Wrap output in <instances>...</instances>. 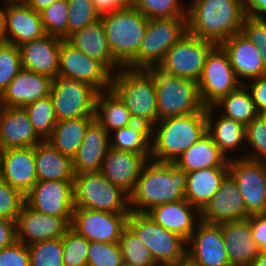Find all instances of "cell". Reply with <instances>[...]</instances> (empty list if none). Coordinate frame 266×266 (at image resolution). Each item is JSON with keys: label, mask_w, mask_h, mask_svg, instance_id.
I'll use <instances>...</instances> for the list:
<instances>
[{"label": "cell", "mask_w": 266, "mask_h": 266, "mask_svg": "<svg viewBox=\"0 0 266 266\" xmlns=\"http://www.w3.org/2000/svg\"><path fill=\"white\" fill-rule=\"evenodd\" d=\"M229 174L237 182L248 216L264 214L266 210V162L247 158L228 161Z\"/></svg>", "instance_id": "obj_13"}, {"label": "cell", "mask_w": 266, "mask_h": 266, "mask_svg": "<svg viewBox=\"0 0 266 266\" xmlns=\"http://www.w3.org/2000/svg\"><path fill=\"white\" fill-rule=\"evenodd\" d=\"M212 107L222 116L234 119L244 126L259 115L251 94L244 84L220 98Z\"/></svg>", "instance_id": "obj_38"}, {"label": "cell", "mask_w": 266, "mask_h": 266, "mask_svg": "<svg viewBox=\"0 0 266 266\" xmlns=\"http://www.w3.org/2000/svg\"><path fill=\"white\" fill-rule=\"evenodd\" d=\"M133 7L149 19L186 17V8L178 0H133Z\"/></svg>", "instance_id": "obj_44"}, {"label": "cell", "mask_w": 266, "mask_h": 266, "mask_svg": "<svg viewBox=\"0 0 266 266\" xmlns=\"http://www.w3.org/2000/svg\"><path fill=\"white\" fill-rule=\"evenodd\" d=\"M109 148V133L94 120L87 128L78 152L72 159L74 174L100 172Z\"/></svg>", "instance_id": "obj_29"}, {"label": "cell", "mask_w": 266, "mask_h": 266, "mask_svg": "<svg viewBox=\"0 0 266 266\" xmlns=\"http://www.w3.org/2000/svg\"><path fill=\"white\" fill-rule=\"evenodd\" d=\"M262 116L265 118V120H266V112H264L263 114H262Z\"/></svg>", "instance_id": "obj_65"}, {"label": "cell", "mask_w": 266, "mask_h": 266, "mask_svg": "<svg viewBox=\"0 0 266 266\" xmlns=\"http://www.w3.org/2000/svg\"><path fill=\"white\" fill-rule=\"evenodd\" d=\"M110 148L141 154L151 159V127L142 121L118 128L109 133Z\"/></svg>", "instance_id": "obj_36"}, {"label": "cell", "mask_w": 266, "mask_h": 266, "mask_svg": "<svg viewBox=\"0 0 266 266\" xmlns=\"http://www.w3.org/2000/svg\"><path fill=\"white\" fill-rule=\"evenodd\" d=\"M25 203L36 211L62 217L71 224L74 181H37L25 195Z\"/></svg>", "instance_id": "obj_16"}, {"label": "cell", "mask_w": 266, "mask_h": 266, "mask_svg": "<svg viewBox=\"0 0 266 266\" xmlns=\"http://www.w3.org/2000/svg\"><path fill=\"white\" fill-rule=\"evenodd\" d=\"M245 16L243 0L186 2L187 32L215 44L242 32Z\"/></svg>", "instance_id": "obj_1"}, {"label": "cell", "mask_w": 266, "mask_h": 266, "mask_svg": "<svg viewBox=\"0 0 266 266\" xmlns=\"http://www.w3.org/2000/svg\"><path fill=\"white\" fill-rule=\"evenodd\" d=\"M21 69L19 47L8 42L0 43V95Z\"/></svg>", "instance_id": "obj_46"}, {"label": "cell", "mask_w": 266, "mask_h": 266, "mask_svg": "<svg viewBox=\"0 0 266 266\" xmlns=\"http://www.w3.org/2000/svg\"><path fill=\"white\" fill-rule=\"evenodd\" d=\"M6 42L4 15L2 11V3L0 5V43Z\"/></svg>", "instance_id": "obj_60"}, {"label": "cell", "mask_w": 266, "mask_h": 266, "mask_svg": "<svg viewBox=\"0 0 266 266\" xmlns=\"http://www.w3.org/2000/svg\"><path fill=\"white\" fill-rule=\"evenodd\" d=\"M245 143L247 159L266 162V120L262 115L245 126Z\"/></svg>", "instance_id": "obj_43"}, {"label": "cell", "mask_w": 266, "mask_h": 266, "mask_svg": "<svg viewBox=\"0 0 266 266\" xmlns=\"http://www.w3.org/2000/svg\"><path fill=\"white\" fill-rule=\"evenodd\" d=\"M144 70L156 87L158 120L206 112L196 81L174 76L160 64L147 66Z\"/></svg>", "instance_id": "obj_4"}, {"label": "cell", "mask_w": 266, "mask_h": 266, "mask_svg": "<svg viewBox=\"0 0 266 266\" xmlns=\"http://www.w3.org/2000/svg\"><path fill=\"white\" fill-rule=\"evenodd\" d=\"M74 207L111 213H130L129 195L100 172L75 175Z\"/></svg>", "instance_id": "obj_8"}, {"label": "cell", "mask_w": 266, "mask_h": 266, "mask_svg": "<svg viewBox=\"0 0 266 266\" xmlns=\"http://www.w3.org/2000/svg\"><path fill=\"white\" fill-rule=\"evenodd\" d=\"M177 266H197V265L191 263L188 259H186L182 262H179Z\"/></svg>", "instance_id": "obj_61"}, {"label": "cell", "mask_w": 266, "mask_h": 266, "mask_svg": "<svg viewBox=\"0 0 266 266\" xmlns=\"http://www.w3.org/2000/svg\"><path fill=\"white\" fill-rule=\"evenodd\" d=\"M226 157L219 151L212 136L206 132L191 145L175 162L186 173L210 167H229Z\"/></svg>", "instance_id": "obj_34"}, {"label": "cell", "mask_w": 266, "mask_h": 266, "mask_svg": "<svg viewBox=\"0 0 266 266\" xmlns=\"http://www.w3.org/2000/svg\"><path fill=\"white\" fill-rule=\"evenodd\" d=\"M179 3H181L186 8V3H184L182 0H178Z\"/></svg>", "instance_id": "obj_63"}, {"label": "cell", "mask_w": 266, "mask_h": 266, "mask_svg": "<svg viewBox=\"0 0 266 266\" xmlns=\"http://www.w3.org/2000/svg\"><path fill=\"white\" fill-rule=\"evenodd\" d=\"M95 117L59 120L47 141L61 154L73 159L78 152L87 128Z\"/></svg>", "instance_id": "obj_35"}, {"label": "cell", "mask_w": 266, "mask_h": 266, "mask_svg": "<svg viewBox=\"0 0 266 266\" xmlns=\"http://www.w3.org/2000/svg\"><path fill=\"white\" fill-rule=\"evenodd\" d=\"M25 196L0 177V218L16 221Z\"/></svg>", "instance_id": "obj_49"}, {"label": "cell", "mask_w": 266, "mask_h": 266, "mask_svg": "<svg viewBox=\"0 0 266 266\" xmlns=\"http://www.w3.org/2000/svg\"><path fill=\"white\" fill-rule=\"evenodd\" d=\"M120 266H134V265H132V264H130V263H127V262L123 261V262L120 264Z\"/></svg>", "instance_id": "obj_62"}, {"label": "cell", "mask_w": 266, "mask_h": 266, "mask_svg": "<svg viewBox=\"0 0 266 266\" xmlns=\"http://www.w3.org/2000/svg\"><path fill=\"white\" fill-rule=\"evenodd\" d=\"M206 132V112L158 120L151 127V159L158 162H175Z\"/></svg>", "instance_id": "obj_3"}, {"label": "cell", "mask_w": 266, "mask_h": 266, "mask_svg": "<svg viewBox=\"0 0 266 266\" xmlns=\"http://www.w3.org/2000/svg\"><path fill=\"white\" fill-rule=\"evenodd\" d=\"M16 241V221L0 218V249Z\"/></svg>", "instance_id": "obj_54"}, {"label": "cell", "mask_w": 266, "mask_h": 266, "mask_svg": "<svg viewBox=\"0 0 266 266\" xmlns=\"http://www.w3.org/2000/svg\"><path fill=\"white\" fill-rule=\"evenodd\" d=\"M248 217L237 182L228 173L222 180L219 190L201 211V221L221 224Z\"/></svg>", "instance_id": "obj_20"}, {"label": "cell", "mask_w": 266, "mask_h": 266, "mask_svg": "<svg viewBox=\"0 0 266 266\" xmlns=\"http://www.w3.org/2000/svg\"><path fill=\"white\" fill-rule=\"evenodd\" d=\"M186 184L187 173L174 162L149 159L129 196L130 211L147 213L155 206L183 200Z\"/></svg>", "instance_id": "obj_2"}, {"label": "cell", "mask_w": 266, "mask_h": 266, "mask_svg": "<svg viewBox=\"0 0 266 266\" xmlns=\"http://www.w3.org/2000/svg\"><path fill=\"white\" fill-rule=\"evenodd\" d=\"M58 76L87 83L102 92L110 89L112 73L101 62L63 39L60 45Z\"/></svg>", "instance_id": "obj_14"}, {"label": "cell", "mask_w": 266, "mask_h": 266, "mask_svg": "<svg viewBox=\"0 0 266 266\" xmlns=\"http://www.w3.org/2000/svg\"><path fill=\"white\" fill-rule=\"evenodd\" d=\"M52 78L22 68L0 95V106H25L50 95Z\"/></svg>", "instance_id": "obj_27"}, {"label": "cell", "mask_w": 266, "mask_h": 266, "mask_svg": "<svg viewBox=\"0 0 266 266\" xmlns=\"http://www.w3.org/2000/svg\"><path fill=\"white\" fill-rule=\"evenodd\" d=\"M242 32L259 48L266 67V18H255L246 15L243 22Z\"/></svg>", "instance_id": "obj_50"}, {"label": "cell", "mask_w": 266, "mask_h": 266, "mask_svg": "<svg viewBox=\"0 0 266 266\" xmlns=\"http://www.w3.org/2000/svg\"><path fill=\"white\" fill-rule=\"evenodd\" d=\"M147 215L161 227L178 234L186 241L201 221V212L186 199L155 206Z\"/></svg>", "instance_id": "obj_28"}, {"label": "cell", "mask_w": 266, "mask_h": 266, "mask_svg": "<svg viewBox=\"0 0 266 266\" xmlns=\"http://www.w3.org/2000/svg\"><path fill=\"white\" fill-rule=\"evenodd\" d=\"M37 134L47 140L52 134L57 123V117L50 95L38 99L37 101L24 107Z\"/></svg>", "instance_id": "obj_39"}, {"label": "cell", "mask_w": 266, "mask_h": 266, "mask_svg": "<svg viewBox=\"0 0 266 266\" xmlns=\"http://www.w3.org/2000/svg\"><path fill=\"white\" fill-rule=\"evenodd\" d=\"M187 259L197 266H231L221 224L200 221L187 241Z\"/></svg>", "instance_id": "obj_17"}, {"label": "cell", "mask_w": 266, "mask_h": 266, "mask_svg": "<svg viewBox=\"0 0 266 266\" xmlns=\"http://www.w3.org/2000/svg\"><path fill=\"white\" fill-rule=\"evenodd\" d=\"M37 181H74L72 159L61 154L47 140L34 147Z\"/></svg>", "instance_id": "obj_33"}, {"label": "cell", "mask_w": 266, "mask_h": 266, "mask_svg": "<svg viewBox=\"0 0 266 266\" xmlns=\"http://www.w3.org/2000/svg\"><path fill=\"white\" fill-rule=\"evenodd\" d=\"M119 243L123 261L134 266H158L149 249L128 226L123 230Z\"/></svg>", "instance_id": "obj_41"}, {"label": "cell", "mask_w": 266, "mask_h": 266, "mask_svg": "<svg viewBox=\"0 0 266 266\" xmlns=\"http://www.w3.org/2000/svg\"><path fill=\"white\" fill-rule=\"evenodd\" d=\"M229 167H210L187 173L185 199L200 212L219 190Z\"/></svg>", "instance_id": "obj_32"}, {"label": "cell", "mask_w": 266, "mask_h": 266, "mask_svg": "<svg viewBox=\"0 0 266 266\" xmlns=\"http://www.w3.org/2000/svg\"><path fill=\"white\" fill-rule=\"evenodd\" d=\"M76 49L101 62L112 74L122 66L113 58L100 17L66 39Z\"/></svg>", "instance_id": "obj_31"}, {"label": "cell", "mask_w": 266, "mask_h": 266, "mask_svg": "<svg viewBox=\"0 0 266 266\" xmlns=\"http://www.w3.org/2000/svg\"><path fill=\"white\" fill-rule=\"evenodd\" d=\"M62 40L61 37L46 34L42 38L18 46L22 68L52 79L57 78Z\"/></svg>", "instance_id": "obj_23"}, {"label": "cell", "mask_w": 266, "mask_h": 266, "mask_svg": "<svg viewBox=\"0 0 266 266\" xmlns=\"http://www.w3.org/2000/svg\"><path fill=\"white\" fill-rule=\"evenodd\" d=\"M122 262L119 242H89L87 266H120Z\"/></svg>", "instance_id": "obj_47"}, {"label": "cell", "mask_w": 266, "mask_h": 266, "mask_svg": "<svg viewBox=\"0 0 266 266\" xmlns=\"http://www.w3.org/2000/svg\"><path fill=\"white\" fill-rule=\"evenodd\" d=\"M129 214L74 207L70 228L89 242H119Z\"/></svg>", "instance_id": "obj_15"}, {"label": "cell", "mask_w": 266, "mask_h": 266, "mask_svg": "<svg viewBox=\"0 0 266 266\" xmlns=\"http://www.w3.org/2000/svg\"><path fill=\"white\" fill-rule=\"evenodd\" d=\"M110 89L135 121L145 122L150 127L158 122L156 87L144 69L120 68L112 74Z\"/></svg>", "instance_id": "obj_5"}, {"label": "cell", "mask_w": 266, "mask_h": 266, "mask_svg": "<svg viewBox=\"0 0 266 266\" xmlns=\"http://www.w3.org/2000/svg\"><path fill=\"white\" fill-rule=\"evenodd\" d=\"M68 12L67 0H56L39 12L45 33L67 39Z\"/></svg>", "instance_id": "obj_42"}, {"label": "cell", "mask_w": 266, "mask_h": 266, "mask_svg": "<svg viewBox=\"0 0 266 266\" xmlns=\"http://www.w3.org/2000/svg\"><path fill=\"white\" fill-rule=\"evenodd\" d=\"M247 219L256 245L260 250H266V216L264 214L250 215Z\"/></svg>", "instance_id": "obj_53"}, {"label": "cell", "mask_w": 266, "mask_h": 266, "mask_svg": "<svg viewBox=\"0 0 266 266\" xmlns=\"http://www.w3.org/2000/svg\"><path fill=\"white\" fill-rule=\"evenodd\" d=\"M41 141L24 108L0 106V151L35 147Z\"/></svg>", "instance_id": "obj_26"}, {"label": "cell", "mask_w": 266, "mask_h": 266, "mask_svg": "<svg viewBox=\"0 0 266 266\" xmlns=\"http://www.w3.org/2000/svg\"><path fill=\"white\" fill-rule=\"evenodd\" d=\"M253 99L259 115L266 112V75L252 79L244 84Z\"/></svg>", "instance_id": "obj_52"}, {"label": "cell", "mask_w": 266, "mask_h": 266, "mask_svg": "<svg viewBox=\"0 0 266 266\" xmlns=\"http://www.w3.org/2000/svg\"><path fill=\"white\" fill-rule=\"evenodd\" d=\"M93 3V6L99 16H103L105 14H109L114 12L109 6H108V0H91Z\"/></svg>", "instance_id": "obj_57"}, {"label": "cell", "mask_w": 266, "mask_h": 266, "mask_svg": "<svg viewBox=\"0 0 266 266\" xmlns=\"http://www.w3.org/2000/svg\"><path fill=\"white\" fill-rule=\"evenodd\" d=\"M69 228L64 218L36 211L24 203L16 220V240L31 245L61 238Z\"/></svg>", "instance_id": "obj_19"}, {"label": "cell", "mask_w": 266, "mask_h": 266, "mask_svg": "<svg viewBox=\"0 0 266 266\" xmlns=\"http://www.w3.org/2000/svg\"><path fill=\"white\" fill-rule=\"evenodd\" d=\"M98 91L77 80L57 77L52 80L50 97L57 121L78 117H95Z\"/></svg>", "instance_id": "obj_11"}, {"label": "cell", "mask_w": 266, "mask_h": 266, "mask_svg": "<svg viewBox=\"0 0 266 266\" xmlns=\"http://www.w3.org/2000/svg\"><path fill=\"white\" fill-rule=\"evenodd\" d=\"M158 266H177V264H175V265H158Z\"/></svg>", "instance_id": "obj_64"}, {"label": "cell", "mask_w": 266, "mask_h": 266, "mask_svg": "<svg viewBox=\"0 0 266 266\" xmlns=\"http://www.w3.org/2000/svg\"><path fill=\"white\" fill-rule=\"evenodd\" d=\"M0 177L25 196L37 182L34 147L1 150Z\"/></svg>", "instance_id": "obj_21"}, {"label": "cell", "mask_w": 266, "mask_h": 266, "mask_svg": "<svg viewBox=\"0 0 266 266\" xmlns=\"http://www.w3.org/2000/svg\"><path fill=\"white\" fill-rule=\"evenodd\" d=\"M0 266H30L27 245L16 240L12 245L1 248Z\"/></svg>", "instance_id": "obj_51"}, {"label": "cell", "mask_w": 266, "mask_h": 266, "mask_svg": "<svg viewBox=\"0 0 266 266\" xmlns=\"http://www.w3.org/2000/svg\"><path fill=\"white\" fill-rule=\"evenodd\" d=\"M147 161L141 154L109 148L100 173L130 196Z\"/></svg>", "instance_id": "obj_25"}, {"label": "cell", "mask_w": 266, "mask_h": 266, "mask_svg": "<svg viewBox=\"0 0 266 266\" xmlns=\"http://www.w3.org/2000/svg\"><path fill=\"white\" fill-rule=\"evenodd\" d=\"M6 42L20 46L46 35L39 12L22 0H1Z\"/></svg>", "instance_id": "obj_18"}, {"label": "cell", "mask_w": 266, "mask_h": 266, "mask_svg": "<svg viewBox=\"0 0 266 266\" xmlns=\"http://www.w3.org/2000/svg\"><path fill=\"white\" fill-rule=\"evenodd\" d=\"M108 6L113 10L129 8L133 6V0H108Z\"/></svg>", "instance_id": "obj_58"}, {"label": "cell", "mask_w": 266, "mask_h": 266, "mask_svg": "<svg viewBox=\"0 0 266 266\" xmlns=\"http://www.w3.org/2000/svg\"><path fill=\"white\" fill-rule=\"evenodd\" d=\"M101 18L113 58L126 67L139 52L149 18L133 6L115 10Z\"/></svg>", "instance_id": "obj_6"}, {"label": "cell", "mask_w": 266, "mask_h": 266, "mask_svg": "<svg viewBox=\"0 0 266 266\" xmlns=\"http://www.w3.org/2000/svg\"><path fill=\"white\" fill-rule=\"evenodd\" d=\"M250 266H266V250H261Z\"/></svg>", "instance_id": "obj_59"}, {"label": "cell", "mask_w": 266, "mask_h": 266, "mask_svg": "<svg viewBox=\"0 0 266 266\" xmlns=\"http://www.w3.org/2000/svg\"><path fill=\"white\" fill-rule=\"evenodd\" d=\"M68 37L100 18L91 0H67Z\"/></svg>", "instance_id": "obj_48"}, {"label": "cell", "mask_w": 266, "mask_h": 266, "mask_svg": "<svg viewBox=\"0 0 266 266\" xmlns=\"http://www.w3.org/2000/svg\"><path fill=\"white\" fill-rule=\"evenodd\" d=\"M245 13L255 18H266V0H243Z\"/></svg>", "instance_id": "obj_55"}, {"label": "cell", "mask_w": 266, "mask_h": 266, "mask_svg": "<svg viewBox=\"0 0 266 266\" xmlns=\"http://www.w3.org/2000/svg\"><path fill=\"white\" fill-rule=\"evenodd\" d=\"M94 116L95 120L108 133L115 129L128 126L135 121L125 104L111 89L98 92L95 101Z\"/></svg>", "instance_id": "obj_37"}, {"label": "cell", "mask_w": 266, "mask_h": 266, "mask_svg": "<svg viewBox=\"0 0 266 266\" xmlns=\"http://www.w3.org/2000/svg\"><path fill=\"white\" fill-rule=\"evenodd\" d=\"M197 83L205 107L212 106L241 85L227 52L220 44H216L208 53Z\"/></svg>", "instance_id": "obj_10"}, {"label": "cell", "mask_w": 266, "mask_h": 266, "mask_svg": "<svg viewBox=\"0 0 266 266\" xmlns=\"http://www.w3.org/2000/svg\"><path fill=\"white\" fill-rule=\"evenodd\" d=\"M27 247L30 266H64L62 237L37 242Z\"/></svg>", "instance_id": "obj_40"}, {"label": "cell", "mask_w": 266, "mask_h": 266, "mask_svg": "<svg viewBox=\"0 0 266 266\" xmlns=\"http://www.w3.org/2000/svg\"><path fill=\"white\" fill-rule=\"evenodd\" d=\"M206 118L207 132L226 159L246 158L245 126L222 116L212 106L206 107Z\"/></svg>", "instance_id": "obj_24"}, {"label": "cell", "mask_w": 266, "mask_h": 266, "mask_svg": "<svg viewBox=\"0 0 266 266\" xmlns=\"http://www.w3.org/2000/svg\"><path fill=\"white\" fill-rule=\"evenodd\" d=\"M227 52L235 75L241 84L266 75L259 48L243 32L236 33L220 44Z\"/></svg>", "instance_id": "obj_22"}, {"label": "cell", "mask_w": 266, "mask_h": 266, "mask_svg": "<svg viewBox=\"0 0 266 266\" xmlns=\"http://www.w3.org/2000/svg\"><path fill=\"white\" fill-rule=\"evenodd\" d=\"M26 5L34 9L36 12H41L43 9L50 6L56 0H22Z\"/></svg>", "instance_id": "obj_56"}, {"label": "cell", "mask_w": 266, "mask_h": 266, "mask_svg": "<svg viewBox=\"0 0 266 266\" xmlns=\"http://www.w3.org/2000/svg\"><path fill=\"white\" fill-rule=\"evenodd\" d=\"M222 231L231 266H250L261 250L252 238L249 220L224 222Z\"/></svg>", "instance_id": "obj_30"}, {"label": "cell", "mask_w": 266, "mask_h": 266, "mask_svg": "<svg viewBox=\"0 0 266 266\" xmlns=\"http://www.w3.org/2000/svg\"><path fill=\"white\" fill-rule=\"evenodd\" d=\"M215 45L187 32L167 51L160 65L174 76L198 82L206 57Z\"/></svg>", "instance_id": "obj_12"}, {"label": "cell", "mask_w": 266, "mask_h": 266, "mask_svg": "<svg viewBox=\"0 0 266 266\" xmlns=\"http://www.w3.org/2000/svg\"><path fill=\"white\" fill-rule=\"evenodd\" d=\"M127 226L149 249L157 265H175L187 259V241L161 227L147 213L130 211Z\"/></svg>", "instance_id": "obj_7"}, {"label": "cell", "mask_w": 266, "mask_h": 266, "mask_svg": "<svg viewBox=\"0 0 266 266\" xmlns=\"http://www.w3.org/2000/svg\"><path fill=\"white\" fill-rule=\"evenodd\" d=\"M63 239L64 266H87L89 241L69 228Z\"/></svg>", "instance_id": "obj_45"}, {"label": "cell", "mask_w": 266, "mask_h": 266, "mask_svg": "<svg viewBox=\"0 0 266 266\" xmlns=\"http://www.w3.org/2000/svg\"><path fill=\"white\" fill-rule=\"evenodd\" d=\"M186 33V17L149 19L139 52L126 68L145 69L160 64L167 51Z\"/></svg>", "instance_id": "obj_9"}]
</instances>
